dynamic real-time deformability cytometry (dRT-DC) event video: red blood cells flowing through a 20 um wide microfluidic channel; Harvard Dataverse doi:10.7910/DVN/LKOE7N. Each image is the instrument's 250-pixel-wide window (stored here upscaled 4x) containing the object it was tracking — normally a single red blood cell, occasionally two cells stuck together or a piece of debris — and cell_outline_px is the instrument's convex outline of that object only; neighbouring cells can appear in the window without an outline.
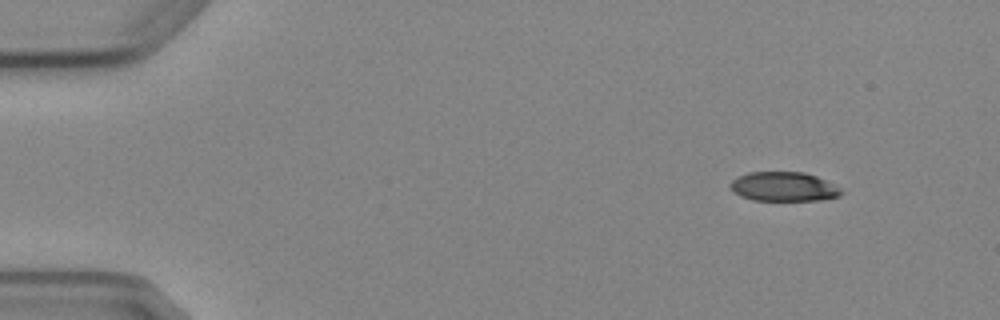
{"species": "Egyptian fruit bat (a non-hibernating species)", "species_latin": "Rousettus aegyptiacus", "temperature_condition": "cold", "stored_images_in_passage": 4, "camera_frame_rate_fps": 3000, "um_per_image_px": 0.085, "animal": {"sex": "female"}, "frame": {"image": 1, "passage_image": 1, "time_ms": 0.0, "image_size_px": [1000, 320], "cell_outline_px": [[844, 192], [840, 196], [820, 200], [752, 200], [740, 196], [732, 192], [728, 184], [736, 176], [748, 172], [804, 172], [816, 176], [840, 188]], "centroid_in_image_um": [66.56, 15.86], "position_along_channel_um": 18.4, "area_um2": 19.07}}
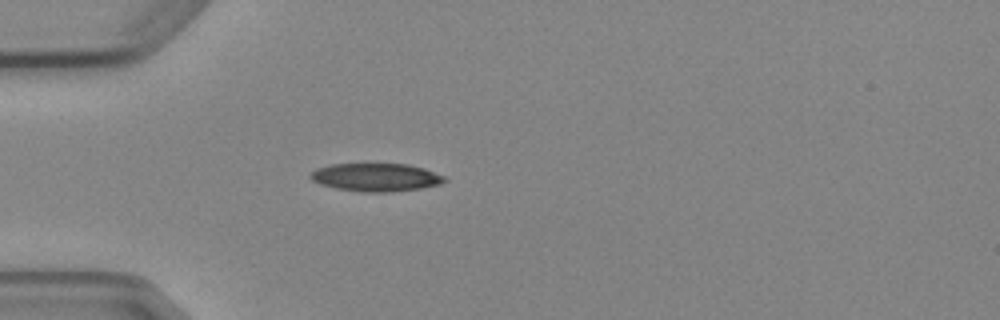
{"frame": {"image": 2, "passage_image": 4, "time_ms": 3.333, "image_size_px": [1000, 320], "cell_outline_px": [[448, 180], [440, 184], [420, 188], [392, 192], [360, 192], [336, 188], [320, 184], [312, 180], [308, 176], [316, 168], [328, 164], [408, 164], [424, 168], [448, 176]], "centroid_in_image_um": [31.98, 15.07], "position_along_channel_um": 53.0, "area_um2": 22.2}}